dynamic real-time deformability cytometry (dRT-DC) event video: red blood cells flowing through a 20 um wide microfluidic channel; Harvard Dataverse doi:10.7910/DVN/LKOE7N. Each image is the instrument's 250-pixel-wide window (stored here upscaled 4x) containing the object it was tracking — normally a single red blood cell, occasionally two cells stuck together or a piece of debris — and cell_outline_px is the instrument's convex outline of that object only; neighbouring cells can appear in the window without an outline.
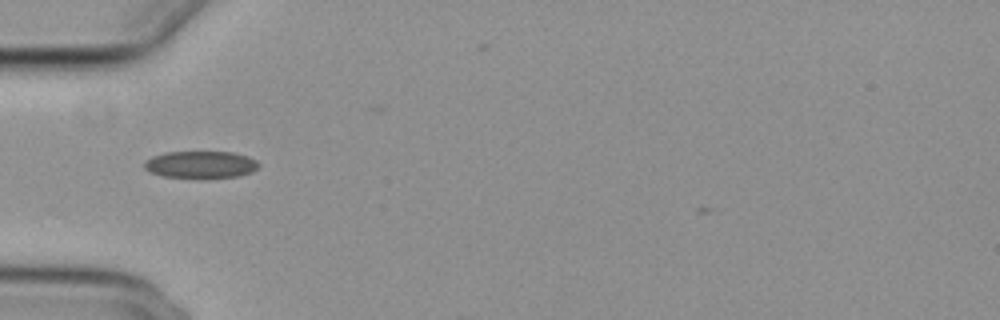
{"species": "common noctule bat (a hibernating species)", "species_latin": "Nyctalus noctula", "temperature_condition": "cold", "stored_images_in_passage": 3, "camera_frame_rate_fps": 3000, "um_per_image_px": 0.085, "animal": {"sex": "female", "body_mass_g": 29.2, "forearm_length_mm": 56.3}, "frame": {"image": 1, "passage_image": 1, "time_ms": 0.0, "image_size_px": [1000, 320], "cell_outline_px": [[260, 164], [252, 172], [236, 176], [204, 180], [200, 180], [160, 176], [144, 168], [144, 164], [152, 156], [168, 152], [232, 152], [248, 156], [256, 160]], "centroid_in_image_um": [17.07, 14.03], "position_along_channel_um": 67.9, "area_um2": 18.55}}